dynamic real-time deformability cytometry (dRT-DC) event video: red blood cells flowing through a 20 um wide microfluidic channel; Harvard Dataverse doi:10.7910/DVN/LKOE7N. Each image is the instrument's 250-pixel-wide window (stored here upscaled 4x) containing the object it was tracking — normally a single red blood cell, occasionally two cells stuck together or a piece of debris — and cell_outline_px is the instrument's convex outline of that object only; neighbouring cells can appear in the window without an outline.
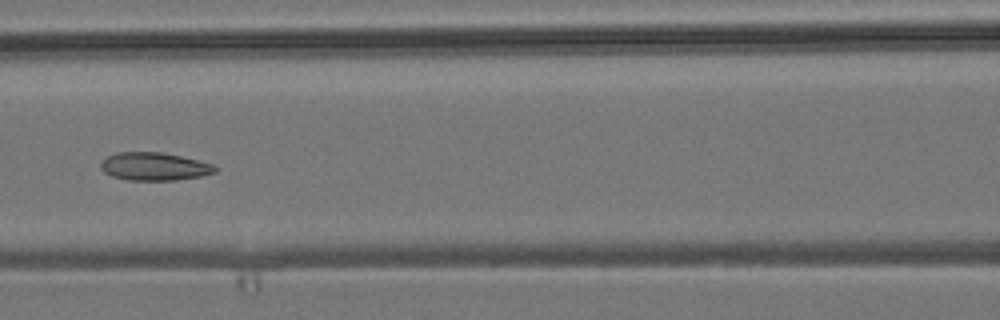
{"species": "common noctule bat (a hibernating species)", "species_latin": "Nyctalus noctula", "temperature_condition": "room temperature", "stored_images_in_passage": 7, "camera_frame_rate_fps": 3000, "um_per_image_px": 0.085, "animal": {"sex": "male", "body_mass_g": 19.2, "forearm_length_mm": 51.8}, "frame": {"image": 1, "passage_image": 7, "time_ms": 2.0, "image_size_px": [1000, 320], "cell_outline_px": [[216, 172], [200, 176], [176, 180], [128, 180], [112, 176], [104, 172], [100, 168], [100, 164], [108, 156], [116, 152], [160, 152], [180, 156], [212, 164], [216, 168]], "centroid_in_image_um": [13.08, 14.15], "position_along_channel_um": 153.5, "area_um2": 18.44}}